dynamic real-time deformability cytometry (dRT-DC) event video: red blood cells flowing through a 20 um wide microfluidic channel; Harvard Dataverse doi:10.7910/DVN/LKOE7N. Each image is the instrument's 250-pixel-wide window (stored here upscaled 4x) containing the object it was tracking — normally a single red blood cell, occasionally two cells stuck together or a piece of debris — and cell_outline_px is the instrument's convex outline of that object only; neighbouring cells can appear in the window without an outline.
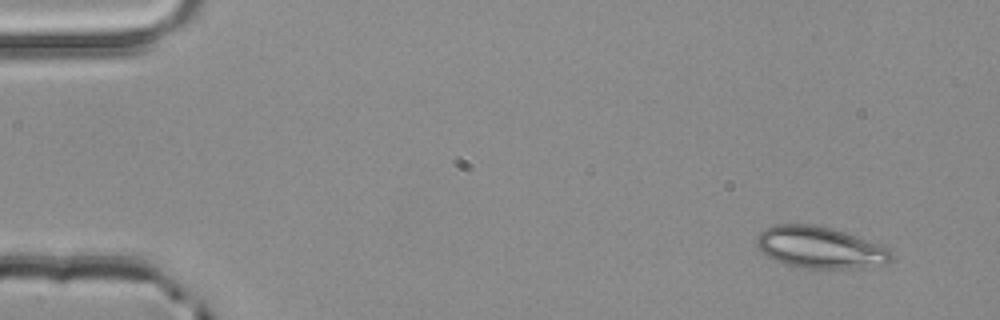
{"species": "common noctule bat (a hibernating species)", "species_latin": "Nyctalus noctula", "temperature_condition": "room temperature", "stored_images_in_passage": 3, "camera_frame_rate_fps": 3000, "um_per_image_px": 0.085, "animal": {"sex": "male", "body_mass_g": 20.4}, "frame": {"image": 1, "passage_image": 1, "time_ms": 0.0, "image_size_px": [1000, 320], "cell_outline_px": [[892, 260], [888, 264], [860, 268], [800, 268], [776, 260], [768, 256], [756, 244], [756, 236], [764, 228], [776, 224], [816, 224], [844, 232], [888, 248], [892, 252]], "centroid_in_image_um": [69.7, 21.03], "position_along_channel_um": 15.3, "area_um2": 32.54}}